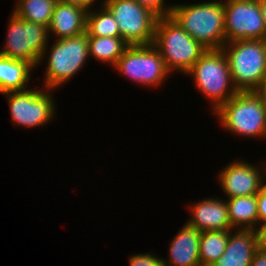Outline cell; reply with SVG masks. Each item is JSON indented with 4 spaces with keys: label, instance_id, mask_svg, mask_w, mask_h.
Returning <instances> with one entry per match:
<instances>
[{
    "label": "cell",
    "instance_id": "22",
    "mask_svg": "<svg viewBox=\"0 0 266 266\" xmlns=\"http://www.w3.org/2000/svg\"><path fill=\"white\" fill-rule=\"evenodd\" d=\"M101 8V11L88 10L87 12L86 32L88 36L121 37L111 12L104 5Z\"/></svg>",
    "mask_w": 266,
    "mask_h": 266
},
{
    "label": "cell",
    "instance_id": "29",
    "mask_svg": "<svg viewBox=\"0 0 266 266\" xmlns=\"http://www.w3.org/2000/svg\"><path fill=\"white\" fill-rule=\"evenodd\" d=\"M266 106V74L263 77L259 87L254 91Z\"/></svg>",
    "mask_w": 266,
    "mask_h": 266
},
{
    "label": "cell",
    "instance_id": "20",
    "mask_svg": "<svg viewBox=\"0 0 266 266\" xmlns=\"http://www.w3.org/2000/svg\"><path fill=\"white\" fill-rule=\"evenodd\" d=\"M89 55L113 67L129 46L121 37L88 36Z\"/></svg>",
    "mask_w": 266,
    "mask_h": 266
},
{
    "label": "cell",
    "instance_id": "14",
    "mask_svg": "<svg viewBox=\"0 0 266 266\" xmlns=\"http://www.w3.org/2000/svg\"><path fill=\"white\" fill-rule=\"evenodd\" d=\"M87 9L57 1L48 26L56 39L71 38L86 32Z\"/></svg>",
    "mask_w": 266,
    "mask_h": 266
},
{
    "label": "cell",
    "instance_id": "25",
    "mask_svg": "<svg viewBox=\"0 0 266 266\" xmlns=\"http://www.w3.org/2000/svg\"><path fill=\"white\" fill-rule=\"evenodd\" d=\"M258 202V224L266 220V183L263 184L260 192L257 194Z\"/></svg>",
    "mask_w": 266,
    "mask_h": 266
},
{
    "label": "cell",
    "instance_id": "15",
    "mask_svg": "<svg viewBox=\"0 0 266 266\" xmlns=\"http://www.w3.org/2000/svg\"><path fill=\"white\" fill-rule=\"evenodd\" d=\"M231 231L225 252L212 266H250L257 250L255 230L237 229L234 234Z\"/></svg>",
    "mask_w": 266,
    "mask_h": 266
},
{
    "label": "cell",
    "instance_id": "16",
    "mask_svg": "<svg viewBox=\"0 0 266 266\" xmlns=\"http://www.w3.org/2000/svg\"><path fill=\"white\" fill-rule=\"evenodd\" d=\"M200 235V231L186 223L171 241L169 264L163 259L164 266H201Z\"/></svg>",
    "mask_w": 266,
    "mask_h": 266
},
{
    "label": "cell",
    "instance_id": "19",
    "mask_svg": "<svg viewBox=\"0 0 266 266\" xmlns=\"http://www.w3.org/2000/svg\"><path fill=\"white\" fill-rule=\"evenodd\" d=\"M229 230L202 231L199 242L201 266H212L225 252Z\"/></svg>",
    "mask_w": 266,
    "mask_h": 266
},
{
    "label": "cell",
    "instance_id": "5",
    "mask_svg": "<svg viewBox=\"0 0 266 266\" xmlns=\"http://www.w3.org/2000/svg\"><path fill=\"white\" fill-rule=\"evenodd\" d=\"M216 114L229 132L249 137L266 136V106L254 91H238Z\"/></svg>",
    "mask_w": 266,
    "mask_h": 266
},
{
    "label": "cell",
    "instance_id": "6",
    "mask_svg": "<svg viewBox=\"0 0 266 266\" xmlns=\"http://www.w3.org/2000/svg\"><path fill=\"white\" fill-rule=\"evenodd\" d=\"M49 35L47 26L26 21L13 12L9 21L6 45L0 51V55L24 60L37 67L47 53Z\"/></svg>",
    "mask_w": 266,
    "mask_h": 266
},
{
    "label": "cell",
    "instance_id": "27",
    "mask_svg": "<svg viewBox=\"0 0 266 266\" xmlns=\"http://www.w3.org/2000/svg\"><path fill=\"white\" fill-rule=\"evenodd\" d=\"M250 266H266V251L257 249L254 252Z\"/></svg>",
    "mask_w": 266,
    "mask_h": 266
},
{
    "label": "cell",
    "instance_id": "30",
    "mask_svg": "<svg viewBox=\"0 0 266 266\" xmlns=\"http://www.w3.org/2000/svg\"><path fill=\"white\" fill-rule=\"evenodd\" d=\"M259 3L261 6L262 15H263L264 22H265V30H266V0H259Z\"/></svg>",
    "mask_w": 266,
    "mask_h": 266
},
{
    "label": "cell",
    "instance_id": "3",
    "mask_svg": "<svg viewBox=\"0 0 266 266\" xmlns=\"http://www.w3.org/2000/svg\"><path fill=\"white\" fill-rule=\"evenodd\" d=\"M222 50L227 56L234 87L238 91H255L266 74V40L226 42Z\"/></svg>",
    "mask_w": 266,
    "mask_h": 266
},
{
    "label": "cell",
    "instance_id": "10",
    "mask_svg": "<svg viewBox=\"0 0 266 266\" xmlns=\"http://www.w3.org/2000/svg\"><path fill=\"white\" fill-rule=\"evenodd\" d=\"M226 42L236 40H266L265 22L259 0H226Z\"/></svg>",
    "mask_w": 266,
    "mask_h": 266
},
{
    "label": "cell",
    "instance_id": "13",
    "mask_svg": "<svg viewBox=\"0 0 266 266\" xmlns=\"http://www.w3.org/2000/svg\"><path fill=\"white\" fill-rule=\"evenodd\" d=\"M190 208H192V216L186 223L198 231L233 230L228 217L226 200L206 198Z\"/></svg>",
    "mask_w": 266,
    "mask_h": 266
},
{
    "label": "cell",
    "instance_id": "2",
    "mask_svg": "<svg viewBox=\"0 0 266 266\" xmlns=\"http://www.w3.org/2000/svg\"><path fill=\"white\" fill-rule=\"evenodd\" d=\"M152 44L161 53L169 72L177 69L185 74L207 50L171 16L158 17Z\"/></svg>",
    "mask_w": 266,
    "mask_h": 266
},
{
    "label": "cell",
    "instance_id": "11",
    "mask_svg": "<svg viewBox=\"0 0 266 266\" xmlns=\"http://www.w3.org/2000/svg\"><path fill=\"white\" fill-rule=\"evenodd\" d=\"M23 90L3 93L7 96L14 126L47 125L54 117V100L49 91ZM48 91V92H47Z\"/></svg>",
    "mask_w": 266,
    "mask_h": 266
},
{
    "label": "cell",
    "instance_id": "18",
    "mask_svg": "<svg viewBox=\"0 0 266 266\" xmlns=\"http://www.w3.org/2000/svg\"><path fill=\"white\" fill-rule=\"evenodd\" d=\"M231 228L255 230L258 225L257 195L232 197L226 200Z\"/></svg>",
    "mask_w": 266,
    "mask_h": 266
},
{
    "label": "cell",
    "instance_id": "24",
    "mask_svg": "<svg viewBox=\"0 0 266 266\" xmlns=\"http://www.w3.org/2000/svg\"><path fill=\"white\" fill-rule=\"evenodd\" d=\"M130 266H164L163 259L152 254H135L129 259Z\"/></svg>",
    "mask_w": 266,
    "mask_h": 266
},
{
    "label": "cell",
    "instance_id": "8",
    "mask_svg": "<svg viewBox=\"0 0 266 266\" xmlns=\"http://www.w3.org/2000/svg\"><path fill=\"white\" fill-rule=\"evenodd\" d=\"M128 45L152 44L158 16L136 0H104Z\"/></svg>",
    "mask_w": 266,
    "mask_h": 266
},
{
    "label": "cell",
    "instance_id": "26",
    "mask_svg": "<svg viewBox=\"0 0 266 266\" xmlns=\"http://www.w3.org/2000/svg\"><path fill=\"white\" fill-rule=\"evenodd\" d=\"M261 223V226H257L255 228L257 236V249L266 251V220Z\"/></svg>",
    "mask_w": 266,
    "mask_h": 266
},
{
    "label": "cell",
    "instance_id": "21",
    "mask_svg": "<svg viewBox=\"0 0 266 266\" xmlns=\"http://www.w3.org/2000/svg\"><path fill=\"white\" fill-rule=\"evenodd\" d=\"M58 0H18L14 12L18 17L34 23L49 26Z\"/></svg>",
    "mask_w": 266,
    "mask_h": 266
},
{
    "label": "cell",
    "instance_id": "4",
    "mask_svg": "<svg viewBox=\"0 0 266 266\" xmlns=\"http://www.w3.org/2000/svg\"><path fill=\"white\" fill-rule=\"evenodd\" d=\"M186 74L194 77L196 87L211 99L214 112L238 92L232 83L227 56L222 49L206 50Z\"/></svg>",
    "mask_w": 266,
    "mask_h": 266
},
{
    "label": "cell",
    "instance_id": "7",
    "mask_svg": "<svg viewBox=\"0 0 266 266\" xmlns=\"http://www.w3.org/2000/svg\"><path fill=\"white\" fill-rule=\"evenodd\" d=\"M47 62L44 88L55 90L81 70L89 55L88 34L57 39ZM61 84V85H60Z\"/></svg>",
    "mask_w": 266,
    "mask_h": 266
},
{
    "label": "cell",
    "instance_id": "1",
    "mask_svg": "<svg viewBox=\"0 0 266 266\" xmlns=\"http://www.w3.org/2000/svg\"><path fill=\"white\" fill-rule=\"evenodd\" d=\"M170 16L207 50L222 49L226 43L225 10L221 1L174 4Z\"/></svg>",
    "mask_w": 266,
    "mask_h": 266
},
{
    "label": "cell",
    "instance_id": "9",
    "mask_svg": "<svg viewBox=\"0 0 266 266\" xmlns=\"http://www.w3.org/2000/svg\"><path fill=\"white\" fill-rule=\"evenodd\" d=\"M114 68L143 86H157L170 73L161 53L153 44L129 45Z\"/></svg>",
    "mask_w": 266,
    "mask_h": 266
},
{
    "label": "cell",
    "instance_id": "17",
    "mask_svg": "<svg viewBox=\"0 0 266 266\" xmlns=\"http://www.w3.org/2000/svg\"><path fill=\"white\" fill-rule=\"evenodd\" d=\"M32 68L27 61L0 55V93L26 90Z\"/></svg>",
    "mask_w": 266,
    "mask_h": 266
},
{
    "label": "cell",
    "instance_id": "12",
    "mask_svg": "<svg viewBox=\"0 0 266 266\" xmlns=\"http://www.w3.org/2000/svg\"><path fill=\"white\" fill-rule=\"evenodd\" d=\"M224 169V170H223ZM220 171L219 182L228 198L257 195L265 180L259 168L245 161L232 162ZM263 178V179H262Z\"/></svg>",
    "mask_w": 266,
    "mask_h": 266
},
{
    "label": "cell",
    "instance_id": "28",
    "mask_svg": "<svg viewBox=\"0 0 266 266\" xmlns=\"http://www.w3.org/2000/svg\"><path fill=\"white\" fill-rule=\"evenodd\" d=\"M63 3H68V4H73V5H77L80 6L84 9H91L90 6H93V2H95V0H59Z\"/></svg>",
    "mask_w": 266,
    "mask_h": 266
},
{
    "label": "cell",
    "instance_id": "23",
    "mask_svg": "<svg viewBox=\"0 0 266 266\" xmlns=\"http://www.w3.org/2000/svg\"><path fill=\"white\" fill-rule=\"evenodd\" d=\"M142 6L151 10L158 17H169L171 15L173 5L165 7L164 0H136Z\"/></svg>",
    "mask_w": 266,
    "mask_h": 266
}]
</instances>
